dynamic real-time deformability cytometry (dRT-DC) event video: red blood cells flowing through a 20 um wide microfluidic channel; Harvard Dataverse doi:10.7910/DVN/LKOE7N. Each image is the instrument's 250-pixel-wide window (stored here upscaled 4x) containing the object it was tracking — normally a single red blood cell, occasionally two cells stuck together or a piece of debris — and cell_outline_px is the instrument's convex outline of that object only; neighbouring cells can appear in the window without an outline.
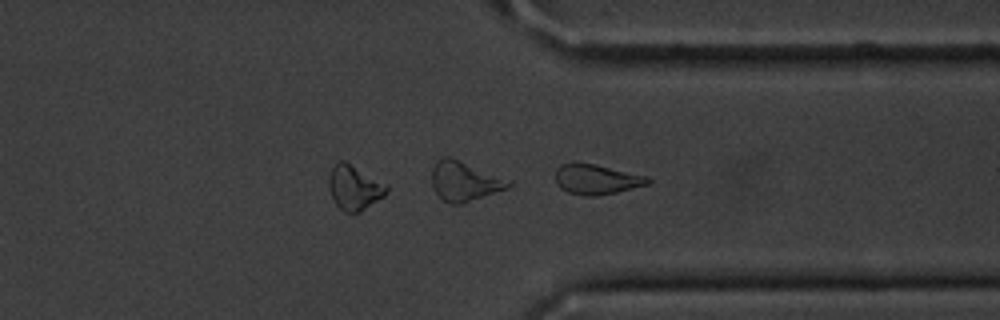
{"species": "common noctule bat (a hibernating species)", "species_latin": "Nyctalus noctula", "temperature_condition": "cold", "stored_images_in_passage": 41, "camera_frame_rate_fps": 3000, "um_per_image_px": 0.085, "animal": {"sex": "male", "body_mass_g": 20.1, "forearm_length_mm": 53.5}, "frame": {"image": 1, "passage_image": 41, "time_ms": 13.333, "image_size_px": [1000, 320], "cell_outline_px": [[652, 180], [648, 184], [616, 192], [596, 196], [584, 196], [568, 192], [560, 188], [556, 184], [556, 168], [560, 164], [572, 160], [596, 164], [648, 176]], "centroid_in_image_um": [50.66, 15.21], "position_along_channel_um": 360.7, "area_um2": 16.59}}